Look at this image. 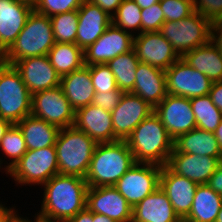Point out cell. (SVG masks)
<instances>
[{"label": "cell", "instance_id": "obj_43", "mask_svg": "<svg viewBox=\"0 0 222 222\" xmlns=\"http://www.w3.org/2000/svg\"><path fill=\"white\" fill-rule=\"evenodd\" d=\"M210 41L218 48L222 55V20H217L211 23Z\"/></svg>", "mask_w": 222, "mask_h": 222}, {"label": "cell", "instance_id": "obj_1", "mask_svg": "<svg viewBox=\"0 0 222 222\" xmlns=\"http://www.w3.org/2000/svg\"><path fill=\"white\" fill-rule=\"evenodd\" d=\"M39 216L67 221L86 208L88 185L85 178L56 174L45 184Z\"/></svg>", "mask_w": 222, "mask_h": 222}, {"label": "cell", "instance_id": "obj_17", "mask_svg": "<svg viewBox=\"0 0 222 222\" xmlns=\"http://www.w3.org/2000/svg\"><path fill=\"white\" fill-rule=\"evenodd\" d=\"M13 66L32 95L60 86L61 77L47 55L27 57L16 61Z\"/></svg>", "mask_w": 222, "mask_h": 222}, {"label": "cell", "instance_id": "obj_35", "mask_svg": "<svg viewBox=\"0 0 222 222\" xmlns=\"http://www.w3.org/2000/svg\"><path fill=\"white\" fill-rule=\"evenodd\" d=\"M141 10L133 0H123L112 16V24L126 32L137 29L141 33Z\"/></svg>", "mask_w": 222, "mask_h": 222}, {"label": "cell", "instance_id": "obj_18", "mask_svg": "<svg viewBox=\"0 0 222 222\" xmlns=\"http://www.w3.org/2000/svg\"><path fill=\"white\" fill-rule=\"evenodd\" d=\"M221 162L222 158L181 153L173 148L166 166L173 173L201 185L208 183Z\"/></svg>", "mask_w": 222, "mask_h": 222}, {"label": "cell", "instance_id": "obj_11", "mask_svg": "<svg viewBox=\"0 0 222 222\" xmlns=\"http://www.w3.org/2000/svg\"><path fill=\"white\" fill-rule=\"evenodd\" d=\"M167 93L188 99L209 94L213 82L180 57L166 71Z\"/></svg>", "mask_w": 222, "mask_h": 222}, {"label": "cell", "instance_id": "obj_55", "mask_svg": "<svg viewBox=\"0 0 222 222\" xmlns=\"http://www.w3.org/2000/svg\"><path fill=\"white\" fill-rule=\"evenodd\" d=\"M4 54H5V52L0 48V66L5 63L4 62Z\"/></svg>", "mask_w": 222, "mask_h": 222}, {"label": "cell", "instance_id": "obj_24", "mask_svg": "<svg viewBox=\"0 0 222 222\" xmlns=\"http://www.w3.org/2000/svg\"><path fill=\"white\" fill-rule=\"evenodd\" d=\"M166 193L159 187L132 208L131 222H178Z\"/></svg>", "mask_w": 222, "mask_h": 222}, {"label": "cell", "instance_id": "obj_41", "mask_svg": "<svg viewBox=\"0 0 222 222\" xmlns=\"http://www.w3.org/2000/svg\"><path fill=\"white\" fill-rule=\"evenodd\" d=\"M124 92L119 89L108 91L107 93H95L92 104L103 108L105 111L112 112L121 100Z\"/></svg>", "mask_w": 222, "mask_h": 222}, {"label": "cell", "instance_id": "obj_45", "mask_svg": "<svg viewBox=\"0 0 222 222\" xmlns=\"http://www.w3.org/2000/svg\"><path fill=\"white\" fill-rule=\"evenodd\" d=\"M208 95L210 96L212 102L222 112V81L213 82Z\"/></svg>", "mask_w": 222, "mask_h": 222}, {"label": "cell", "instance_id": "obj_34", "mask_svg": "<svg viewBox=\"0 0 222 222\" xmlns=\"http://www.w3.org/2000/svg\"><path fill=\"white\" fill-rule=\"evenodd\" d=\"M0 147L7 157L12 158L10 164L5 167L8 171L13 167L28 151L24 136L17 124H11L5 132Z\"/></svg>", "mask_w": 222, "mask_h": 222}, {"label": "cell", "instance_id": "obj_30", "mask_svg": "<svg viewBox=\"0 0 222 222\" xmlns=\"http://www.w3.org/2000/svg\"><path fill=\"white\" fill-rule=\"evenodd\" d=\"M47 56L60 77L78 70L85 65L84 50L75 43L55 42Z\"/></svg>", "mask_w": 222, "mask_h": 222}, {"label": "cell", "instance_id": "obj_13", "mask_svg": "<svg viewBox=\"0 0 222 222\" xmlns=\"http://www.w3.org/2000/svg\"><path fill=\"white\" fill-rule=\"evenodd\" d=\"M134 34L111 24L84 50V64H107L111 59L133 49Z\"/></svg>", "mask_w": 222, "mask_h": 222}, {"label": "cell", "instance_id": "obj_42", "mask_svg": "<svg viewBox=\"0 0 222 222\" xmlns=\"http://www.w3.org/2000/svg\"><path fill=\"white\" fill-rule=\"evenodd\" d=\"M88 1H90L92 4L96 6H99L101 10L105 11L111 17L116 13L117 8L123 2V0H88ZM111 11L113 12V14L111 13Z\"/></svg>", "mask_w": 222, "mask_h": 222}, {"label": "cell", "instance_id": "obj_47", "mask_svg": "<svg viewBox=\"0 0 222 222\" xmlns=\"http://www.w3.org/2000/svg\"><path fill=\"white\" fill-rule=\"evenodd\" d=\"M15 213L12 208L7 209L0 204V222H11L17 216Z\"/></svg>", "mask_w": 222, "mask_h": 222}, {"label": "cell", "instance_id": "obj_51", "mask_svg": "<svg viewBox=\"0 0 222 222\" xmlns=\"http://www.w3.org/2000/svg\"><path fill=\"white\" fill-rule=\"evenodd\" d=\"M93 222H116V221L112 220L111 218L105 215L93 213Z\"/></svg>", "mask_w": 222, "mask_h": 222}, {"label": "cell", "instance_id": "obj_31", "mask_svg": "<svg viewBox=\"0 0 222 222\" xmlns=\"http://www.w3.org/2000/svg\"><path fill=\"white\" fill-rule=\"evenodd\" d=\"M139 62L135 51L132 49L131 51L116 56L106 64L114 74L120 91L124 93L133 91L136 79L135 72Z\"/></svg>", "mask_w": 222, "mask_h": 222}, {"label": "cell", "instance_id": "obj_4", "mask_svg": "<svg viewBox=\"0 0 222 222\" xmlns=\"http://www.w3.org/2000/svg\"><path fill=\"white\" fill-rule=\"evenodd\" d=\"M97 144L74 125L61 128L55 143L59 174L85 178Z\"/></svg>", "mask_w": 222, "mask_h": 222}, {"label": "cell", "instance_id": "obj_38", "mask_svg": "<svg viewBox=\"0 0 222 222\" xmlns=\"http://www.w3.org/2000/svg\"><path fill=\"white\" fill-rule=\"evenodd\" d=\"M84 0H39L33 8L39 14L48 17L60 13H67L78 10Z\"/></svg>", "mask_w": 222, "mask_h": 222}, {"label": "cell", "instance_id": "obj_39", "mask_svg": "<svg viewBox=\"0 0 222 222\" xmlns=\"http://www.w3.org/2000/svg\"><path fill=\"white\" fill-rule=\"evenodd\" d=\"M141 33L160 31L165 22L160 2L141 10Z\"/></svg>", "mask_w": 222, "mask_h": 222}, {"label": "cell", "instance_id": "obj_12", "mask_svg": "<svg viewBox=\"0 0 222 222\" xmlns=\"http://www.w3.org/2000/svg\"><path fill=\"white\" fill-rule=\"evenodd\" d=\"M154 113L160 118L173 141L196 128L191 102L186 97L167 94L154 108Z\"/></svg>", "mask_w": 222, "mask_h": 222}, {"label": "cell", "instance_id": "obj_46", "mask_svg": "<svg viewBox=\"0 0 222 222\" xmlns=\"http://www.w3.org/2000/svg\"><path fill=\"white\" fill-rule=\"evenodd\" d=\"M66 222H93V212L86 207Z\"/></svg>", "mask_w": 222, "mask_h": 222}, {"label": "cell", "instance_id": "obj_10", "mask_svg": "<svg viewBox=\"0 0 222 222\" xmlns=\"http://www.w3.org/2000/svg\"><path fill=\"white\" fill-rule=\"evenodd\" d=\"M31 115L60 129L73 126L75 122V110L61 86L34 93Z\"/></svg>", "mask_w": 222, "mask_h": 222}, {"label": "cell", "instance_id": "obj_40", "mask_svg": "<svg viewBox=\"0 0 222 222\" xmlns=\"http://www.w3.org/2000/svg\"><path fill=\"white\" fill-rule=\"evenodd\" d=\"M193 2L194 10L202 14L211 23L222 20V0H193Z\"/></svg>", "mask_w": 222, "mask_h": 222}, {"label": "cell", "instance_id": "obj_48", "mask_svg": "<svg viewBox=\"0 0 222 222\" xmlns=\"http://www.w3.org/2000/svg\"><path fill=\"white\" fill-rule=\"evenodd\" d=\"M141 9L149 8L159 2V0H133Z\"/></svg>", "mask_w": 222, "mask_h": 222}, {"label": "cell", "instance_id": "obj_2", "mask_svg": "<svg viewBox=\"0 0 222 222\" xmlns=\"http://www.w3.org/2000/svg\"><path fill=\"white\" fill-rule=\"evenodd\" d=\"M135 163L126 140L98 143L85 180L88 187L114 186Z\"/></svg>", "mask_w": 222, "mask_h": 222}, {"label": "cell", "instance_id": "obj_7", "mask_svg": "<svg viewBox=\"0 0 222 222\" xmlns=\"http://www.w3.org/2000/svg\"><path fill=\"white\" fill-rule=\"evenodd\" d=\"M160 32L182 57L186 52L210 41L211 22L199 12L194 11L184 19L164 22Z\"/></svg>", "mask_w": 222, "mask_h": 222}, {"label": "cell", "instance_id": "obj_23", "mask_svg": "<svg viewBox=\"0 0 222 222\" xmlns=\"http://www.w3.org/2000/svg\"><path fill=\"white\" fill-rule=\"evenodd\" d=\"M135 75L136 79L131 93L141 97L155 108L168 94L165 71L139 62Z\"/></svg>", "mask_w": 222, "mask_h": 222}, {"label": "cell", "instance_id": "obj_57", "mask_svg": "<svg viewBox=\"0 0 222 222\" xmlns=\"http://www.w3.org/2000/svg\"><path fill=\"white\" fill-rule=\"evenodd\" d=\"M178 222H189V221H187L185 219H180Z\"/></svg>", "mask_w": 222, "mask_h": 222}, {"label": "cell", "instance_id": "obj_25", "mask_svg": "<svg viewBox=\"0 0 222 222\" xmlns=\"http://www.w3.org/2000/svg\"><path fill=\"white\" fill-rule=\"evenodd\" d=\"M60 86L75 111L92 104L95 91L90 78V66L84 65L62 76Z\"/></svg>", "mask_w": 222, "mask_h": 222}, {"label": "cell", "instance_id": "obj_15", "mask_svg": "<svg viewBox=\"0 0 222 222\" xmlns=\"http://www.w3.org/2000/svg\"><path fill=\"white\" fill-rule=\"evenodd\" d=\"M154 112L148 102L129 92L124 93L118 106L111 112L114 136L126 140L132 131Z\"/></svg>", "mask_w": 222, "mask_h": 222}, {"label": "cell", "instance_id": "obj_26", "mask_svg": "<svg viewBox=\"0 0 222 222\" xmlns=\"http://www.w3.org/2000/svg\"><path fill=\"white\" fill-rule=\"evenodd\" d=\"M173 148L181 153L222 158V151L214 133L199 128L179 136L174 140Z\"/></svg>", "mask_w": 222, "mask_h": 222}, {"label": "cell", "instance_id": "obj_16", "mask_svg": "<svg viewBox=\"0 0 222 222\" xmlns=\"http://www.w3.org/2000/svg\"><path fill=\"white\" fill-rule=\"evenodd\" d=\"M86 207L116 222L132 220V207L114 186L88 187Z\"/></svg>", "mask_w": 222, "mask_h": 222}, {"label": "cell", "instance_id": "obj_50", "mask_svg": "<svg viewBox=\"0 0 222 222\" xmlns=\"http://www.w3.org/2000/svg\"><path fill=\"white\" fill-rule=\"evenodd\" d=\"M214 136L218 141L219 147L222 151V121L220 122L219 126L214 131Z\"/></svg>", "mask_w": 222, "mask_h": 222}, {"label": "cell", "instance_id": "obj_33", "mask_svg": "<svg viewBox=\"0 0 222 222\" xmlns=\"http://www.w3.org/2000/svg\"><path fill=\"white\" fill-rule=\"evenodd\" d=\"M55 42L75 43L78 29V10L50 17Z\"/></svg>", "mask_w": 222, "mask_h": 222}, {"label": "cell", "instance_id": "obj_56", "mask_svg": "<svg viewBox=\"0 0 222 222\" xmlns=\"http://www.w3.org/2000/svg\"><path fill=\"white\" fill-rule=\"evenodd\" d=\"M216 222H222V206H221V209H220V211L218 213Z\"/></svg>", "mask_w": 222, "mask_h": 222}, {"label": "cell", "instance_id": "obj_28", "mask_svg": "<svg viewBox=\"0 0 222 222\" xmlns=\"http://www.w3.org/2000/svg\"><path fill=\"white\" fill-rule=\"evenodd\" d=\"M28 150L55 146L60 128L32 115L17 123Z\"/></svg>", "mask_w": 222, "mask_h": 222}, {"label": "cell", "instance_id": "obj_21", "mask_svg": "<svg viewBox=\"0 0 222 222\" xmlns=\"http://www.w3.org/2000/svg\"><path fill=\"white\" fill-rule=\"evenodd\" d=\"M78 19L76 45L83 50L112 24V17L88 0H84L78 9Z\"/></svg>", "mask_w": 222, "mask_h": 222}, {"label": "cell", "instance_id": "obj_3", "mask_svg": "<svg viewBox=\"0 0 222 222\" xmlns=\"http://www.w3.org/2000/svg\"><path fill=\"white\" fill-rule=\"evenodd\" d=\"M126 142L135 162L160 166L167 164L174 143L154 112L132 131Z\"/></svg>", "mask_w": 222, "mask_h": 222}, {"label": "cell", "instance_id": "obj_29", "mask_svg": "<svg viewBox=\"0 0 222 222\" xmlns=\"http://www.w3.org/2000/svg\"><path fill=\"white\" fill-rule=\"evenodd\" d=\"M222 206V196L207 184L198 185L191 210L185 220L189 222H216Z\"/></svg>", "mask_w": 222, "mask_h": 222}, {"label": "cell", "instance_id": "obj_44", "mask_svg": "<svg viewBox=\"0 0 222 222\" xmlns=\"http://www.w3.org/2000/svg\"><path fill=\"white\" fill-rule=\"evenodd\" d=\"M207 185L210 186L216 193L222 196V162L217 167L213 175L210 177Z\"/></svg>", "mask_w": 222, "mask_h": 222}, {"label": "cell", "instance_id": "obj_53", "mask_svg": "<svg viewBox=\"0 0 222 222\" xmlns=\"http://www.w3.org/2000/svg\"><path fill=\"white\" fill-rule=\"evenodd\" d=\"M18 1L26 3V4L30 5L31 7H33V8L39 2V0H18Z\"/></svg>", "mask_w": 222, "mask_h": 222}, {"label": "cell", "instance_id": "obj_20", "mask_svg": "<svg viewBox=\"0 0 222 222\" xmlns=\"http://www.w3.org/2000/svg\"><path fill=\"white\" fill-rule=\"evenodd\" d=\"M74 126L84 131L97 143L114 142L118 139L114 136L111 112L103 108L89 104L75 111Z\"/></svg>", "mask_w": 222, "mask_h": 222}, {"label": "cell", "instance_id": "obj_14", "mask_svg": "<svg viewBox=\"0 0 222 222\" xmlns=\"http://www.w3.org/2000/svg\"><path fill=\"white\" fill-rule=\"evenodd\" d=\"M138 34L134 37L133 50L140 62L166 71L180 58L160 31Z\"/></svg>", "mask_w": 222, "mask_h": 222}, {"label": "cell", "instance_id": "obj_54", "mask_svg": "<svg viewBox=\"0 0 222 222\" xmlns=\"http://www.w3.org/2000/svg\"><path fill=\"white\" fill-rule=\"evenodd\" d=\"M11 222H30L28 219H23L21 217H18V215L11 221Z\"/></svg>", "mask_w": 222, "mask_h": 222}, {"label": "cell", "instance_id": "obj_52", "mask_svg": "<svg viewBox=\"0 0 222 222\" xmlns=\"http://www.w3.org/2000/svg\"><path fill=\"white\" fill-rule=\"evenodd\" d=\"M35 218H36L35 222H66V221H58V220H49V219L43 218L39 215H37V217H35Z\"/></svg>", "mask_w": 222, "mask_h": 222}, {"label": "cell", "instance_id": "obj_22", "mask_svg": "<svg viewBox=\"0 0 222 222\" xmlns=\"http://www.w3.org/2000/svg\"><path fill=\"white\" fill-rule=\"evenodd\" d=\"M33 10L18 0H0V48L4 52L15 42Z\"/></svg>", "mask_w": 222, "mask_h": 222}, {"label": "cell", "instance_id": "obj_32", "mask_svg": "<svg viewBox=\"0 0 222 222\" xmlns=\"http://www.w3.org/2000/svg\"><path fill=\"white\" fill-rule=\"evenodd\" d=\"M191 109L196 120V128L213 132L222 121V112L212 102L209 95L190 99Z\"/></svg>", "mask_w": 222, "mask_h": 222}, {"label": "cell", "instance_id": "obj_5", "mask_svg": "<svg viewBox=\"0 0 222 222\" xmlns=\"http://www.w3.org/2000/svg\"><path fill=\"white\" fill-rule=\"evenodd\" d=\"M55 44L50 17L32 11L15 42L4 54V62L13 65L16 61L35 56L48 55Z\"/></svg>", "mask_w": 222, "mask_h": 222}, {"label": "cell", "instance_id": "obj_19", "mask_svg": "<svg viewBox=\"0 0 222 222\" xmlns=\"http://www.w3.org/2000/svg\"><path fill=\"white\" fill-rule=\"evenodd\" d=\"M198 184L173 173L166 165L160 173V188L166 193L180 219H185L192 207Z\"/></svg>", "mask_w": 222, "mask_h": 222}, {"label": "cell", "instance_id": "obj_8", "mask_svg": "<svg viewBox=\"0 0 222 222\" xmlns=\"http://www.w3.org/2000/svg\"><path fill=\"white\" fill-rule=\"evenodd\" d=\"M7 173L19 184H45L59 174L55 146L28 150Z\"/></svg>", "mask_w": 222, "mask_h": 222}, {"label": "cell", "instance_id": "obj_9", "mask_svg": "<svg viewBox=\"0 0 222 222\" xmlns=\"http://www.w3.org/2000/svg\"><path fill=\"white\" fill-rule=\"evenodd\" d=\"M161 170L162 166L157 164L136 162L114 187L133 208L160 187Z\"/></svg>", "mask_w": 222, "mask_h": 222}, {"label": "cell", "instance_id": "obj_37", "mask_svg": "<svg viewBox=\"0 0 222 222\" xmlns=\"http://www.w3.org/2000/svg\"><path fill=\"white\" fill-rule=\"evenodd\" d=\"M159 2L165 22L184 19L195 11L193 0H159Z\"/></svg>", "mask_w": 222, "mask_h": 222}, {"label": "cell", "instance_id": "obj_6", "mask_svg": "<svg viewBox=\"0 0 222 222\" xmlns=\"http://www.w3.org/2000/svg\"><path fill=\"white\" fill-rule=\"evenodd\" d=\"M32 94L13 65L0 66V118L17 124L31 115Z\"/></svg>", "mask_w": 222, "mask_h": 222}, {"label": "cell", "instance_id": "obj_36", "mask_svg": "<svg viewBox=\"0 0 222 222\" xmlns=\"http://www.w3.org/2000/svg\"><path fill=\"white\" fill-rule=\"evenodd\" d=\"M90 78L95 93H107L119 89L114 74L106 64H94L90 66Z\"/></svg>", "mask_w": 222, "mask_h": 222}, {"label": "cell", "instance_id": "obj_27", "mask_svg": "<svg viewBox=\"0 0 222 222\" xmlns=\"http://www.w3.org/2000/svg\"><path fill=\"white\" fill-rule=\"evenodd\" d=\"M182 58L192 68L204 73L212 82L222 81V55L211 41L186 52Z\"/></svg>", "mask_w": 222, "mask_h": 222}, {"label": "cell", "instance_id": "obj_49", "mask_svg": "<svg viewBox=\"0 0 222 222\" xmlns=\"http://www.w3.org/2000/svg\"><path fill=\"white\" fill-rule=\"evenodd\" d=\"M10 125L11 123L9 121L0 118V143Z\"/></svg>", "mask_w": 222, "mask_h": 222}]
</instances>
